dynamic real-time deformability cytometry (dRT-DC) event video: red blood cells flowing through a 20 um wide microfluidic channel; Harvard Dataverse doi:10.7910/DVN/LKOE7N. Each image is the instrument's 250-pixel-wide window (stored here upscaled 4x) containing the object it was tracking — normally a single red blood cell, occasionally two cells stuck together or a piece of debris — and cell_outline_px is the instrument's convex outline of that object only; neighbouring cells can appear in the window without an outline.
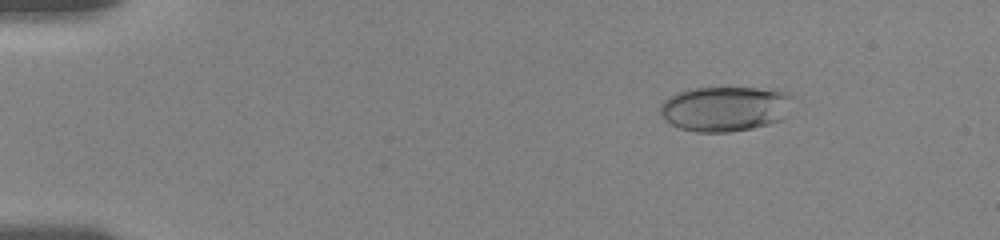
{"species": "human", "species_latin": "Homo sapiens", "temperature_condition": "room temperature", "stored_images_in_passage": 56, "camera_frame_rate_fps": 3000, "um_per_image_px": 0.085, "donor": {"sex": "female"}, "frame": {"image": 1, "passage_image": 8, "time_ms": 2.333, "image_size_px": [1000, 240], "cell_outline_px": [[792, 96], [784, 116], [780, 120], [768, 124], [752, 128], [728, 132], [696, 132], [680, 128], [672, 124], [660, 116], [660, 104], [664, 100], [676, 92], [688, 88], [756, 88], [784, 92]], "centroid_in_image_um": [61.55, 9.24], "position_along_channel_um": 23.5, "area_um2": 34.51}}
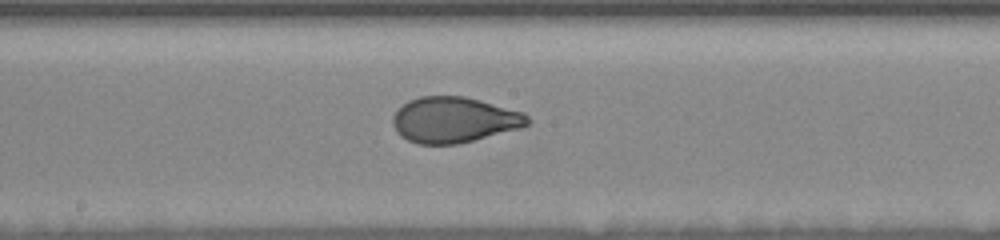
{"frame": {"image": 2, "passage_image": 31, "time_ms": 10.0, "image_size_px": [1000, 240], "cell_outline_px": [[532, 120], [528, 124], [520, 128], [456, 144], [416, 144], [400, 136], [396, 132], [392, 124], [392, 116], [408, 100], [420, 96], [464, 96], [480, 100], [524, 112]], "centroid_in_image_um": [38.58, 10.18], "position_along_channel_um": 209.6, "area_um2": 35.84}}
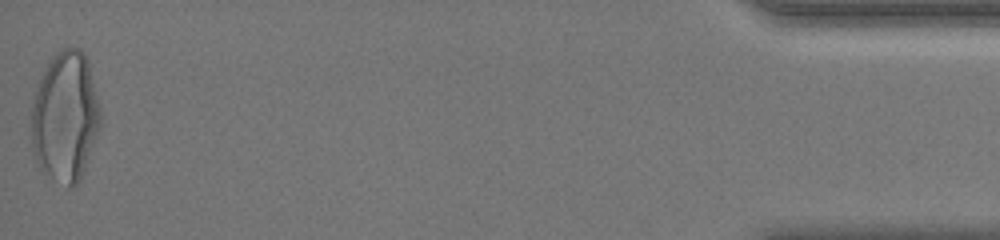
{"frame": {"image": 3, "passage_image": 56, "time_ms": 18.333, "image_size_px": [1000, 240], "cell_outline_px": [[100, 128], [80, 180], [76, 184], [68, 188], [40, 168], [32, 152], [32, 100], [44, 68], [48, 60], [56, 52], [64, 48], [80, 48], [84, 52], [88, 60], [100, 112]], "centroid_in_image_um": [5.54, 9.9], "position_along_channel_um": 429.7, "area_um2": 52.19}, "authors_computed_cell_mechanics": {"area_um2": 36.125, "velocity_mm_per_s": 3.6299, "shape_relaxation_time_tau1_ms": 4.7525, "shape_relaxation_time_tau2_ms": null, "deformation_change_tau1": 0.1745, "deformation_change_tau2": null}}